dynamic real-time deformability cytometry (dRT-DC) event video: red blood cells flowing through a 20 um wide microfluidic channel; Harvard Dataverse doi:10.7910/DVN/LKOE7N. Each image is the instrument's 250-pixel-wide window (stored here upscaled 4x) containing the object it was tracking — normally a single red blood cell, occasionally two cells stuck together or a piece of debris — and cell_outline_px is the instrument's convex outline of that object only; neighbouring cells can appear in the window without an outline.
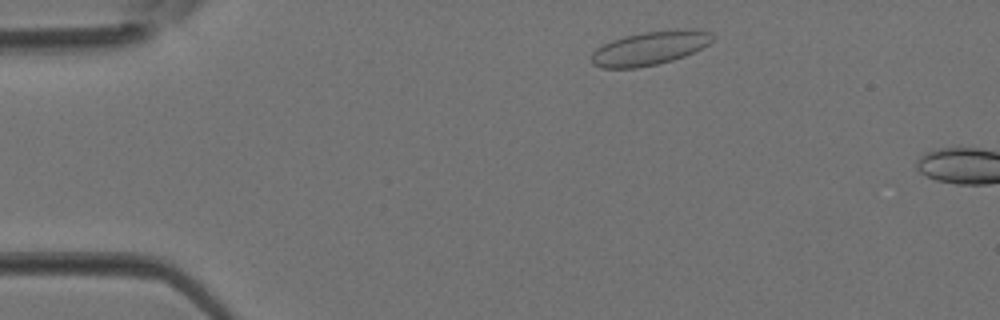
{"species": "Egyptian fruit bat (a non-hibernating species)", "species_latin": "Rousettus aegyptiacus", "temperature_condition": "room temperature", "stored_images_in_passage": 2, "camera_frame_rate_fps": 3000, "um_per_image_px": 0.085, "animal": {"sex": "female"}, "frame": {"image": 1, "passage_image": 1, "time_ms": 0.0, "image_size_px": [1000, 320], "cell_outline_px": [[716, 36], [708, 44], [684, 56], [672, 60], [656, 64], [636, 68], [600, 68], [592, 64], [592, 52], [596, 48], [612, 40], [624, 36], [644, 32], [676, 28], [696, 28], [712, 32]], "centroid_in_image_um": [55.27, 4.07], "position_along_channel_um": 29.7, "area_um2": 24.04}}